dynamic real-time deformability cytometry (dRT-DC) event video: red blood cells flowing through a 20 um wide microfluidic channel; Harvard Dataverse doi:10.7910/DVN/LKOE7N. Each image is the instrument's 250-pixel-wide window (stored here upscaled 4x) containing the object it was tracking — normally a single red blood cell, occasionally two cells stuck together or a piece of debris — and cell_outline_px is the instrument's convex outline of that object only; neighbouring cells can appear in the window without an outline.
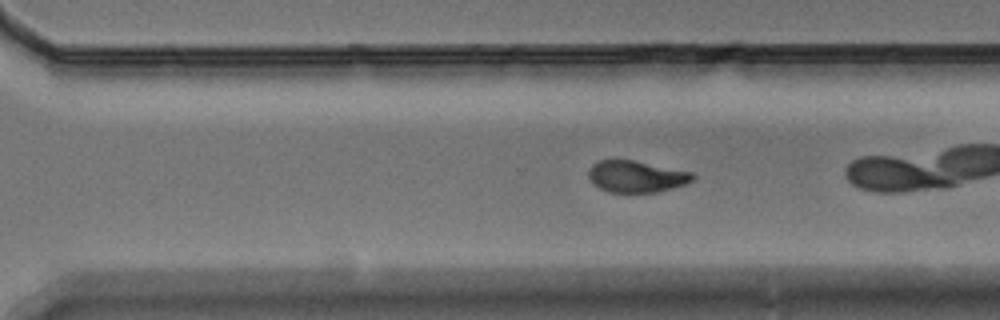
{"species": "Egyptian fruit bat (a non-hibernating species)", "species_latin": "Rousettus aegyptiacus", "temperature_condition": "warm", "stored_images_in_passage": 40, "camera_frame_rate_fps": 3000, "um_per_image_px": 0.085, "animal": {"sex": "male"}, "frame": {"image": 1, "passage_image": 23, "time_ms": 7.333, "image_size_px": [1000, 320], "cell_outline_px": [[696, 176], [692, 180], [684, 184], [656, 192], [608, 192], [592, 184], [588, 176], [588, 168], [592, 164], [600, 160], [632, 160], [692, 172]], "centroid_in_image_um": [54.03, 15.0], "position_along_channel_um": 316.6, "area_um2": 19.07}}